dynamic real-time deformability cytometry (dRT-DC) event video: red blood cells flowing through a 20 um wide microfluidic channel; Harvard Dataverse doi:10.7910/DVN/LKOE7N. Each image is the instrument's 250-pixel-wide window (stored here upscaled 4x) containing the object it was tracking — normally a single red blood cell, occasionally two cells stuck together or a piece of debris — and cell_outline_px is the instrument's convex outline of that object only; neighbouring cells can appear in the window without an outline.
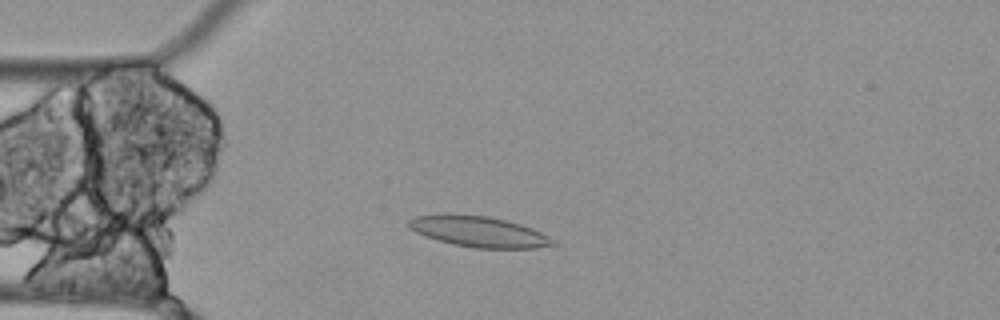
{"species": "Egyptian fruit bat (a non-hibernating species)", "species_latin": "Rousettus aegyptiacus", "temperature_condition": "cold", "stored_images_in_passage": 55, "camera_frame_rate_fps": 3000, "um_per_image_px": 0.085, "animal": {"sex": "female"}, "frame": {"image": 1, "passage_image": 13, "time_ms": 4.0, "image_size_px": [1000, 320], "cell_outline_px": [[556, 244], [536, 248], [476, 248], [452, 244], [436, 240], [424, 236], [408, 228], [408, 220], [412, 216], [488, 216], [520, 224], [532, 228], [556, 240]], "centroid_in_image_um": [40.72, 19.72], "position_along_channel_um": 44.3, "area_um2": 25.2}}
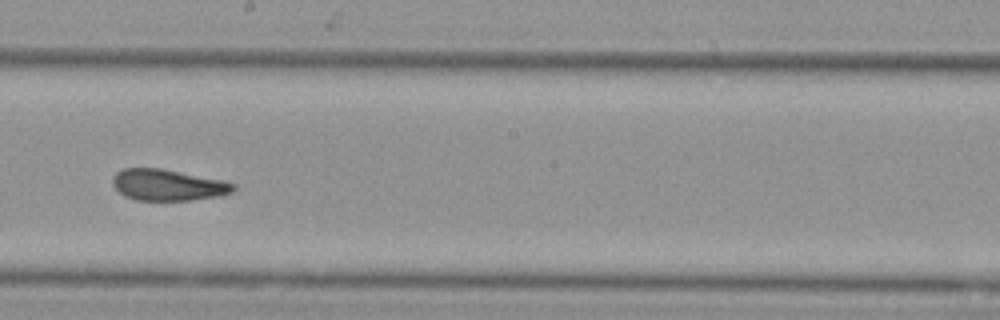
{"frame": {"image": 2, "passage_image": 30, "time_ms": 9.667, "image_size_px": [1000, 320], "cell_outline_px": [[236, 188], [232, 192], [220, 196], [192, 200], [136, 200], [124, 196], [112, 184], [112, 176], [116, 172], [124, 168], [160, 168], [224, 180], [236, 184]], "centroid_in_image_um": [14.28, 15.72], "position_along_channel_um": 233.9, "area_um2": 22.14}}
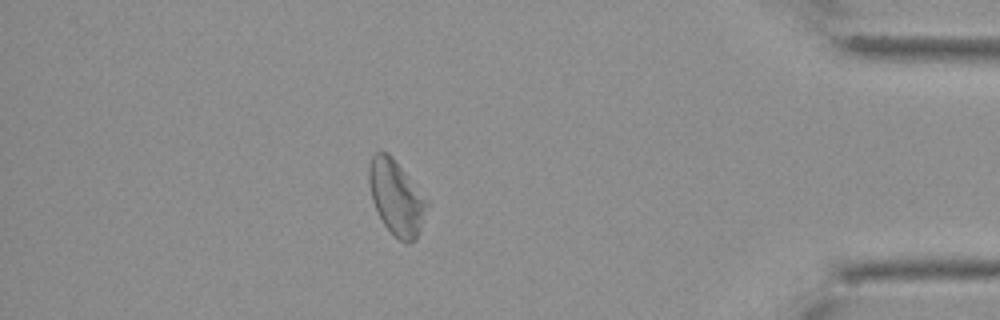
{"frame": {"image": 3, "passage_image": 48, "time_ms": 15.667, "image_size_px": [1000, 320], "cell_outline_px": [[428, 204], [420, 232], [416, 240], [408, 244], [400, 240], [384, 224], [372, 200], [368, 180], [368, 168], [372, 156], [376, 152], [388, 152], [392, 156], [428, 200]], "centroid_in_image_um": [33.69, 16.79], "position_along_channel_um": 401.5, "area_um2": 25.03}, "authors_computed_cell_mechanics": {"area_um2": 24.5072, "velocity_mm_per_s": 3.4683, "shape_relaxation_time_tau1_ms": null, "shape_relaxation_time_tau2_ms": 2.5258, "deformation_change_tau1": null, "deformation_change_tau2": 0.1043}}